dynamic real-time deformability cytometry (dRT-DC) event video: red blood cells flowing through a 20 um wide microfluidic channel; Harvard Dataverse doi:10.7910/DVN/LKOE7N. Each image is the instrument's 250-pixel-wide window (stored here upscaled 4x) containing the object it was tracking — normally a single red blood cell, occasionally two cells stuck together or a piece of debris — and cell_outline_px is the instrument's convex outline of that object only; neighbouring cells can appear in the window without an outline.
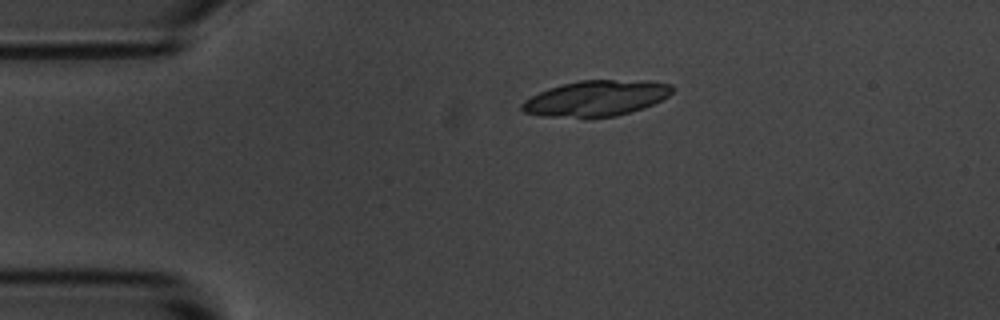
{"species": "common noctule bat (a hibernating species)", "species_latin": "Nyctalus noctula", "temperature_condition": "room temperature", "stored_images_in_passage": 3, "segment_of_instrument_passage": [1, 2], "camera_frame_rate_fps": 3000, "um_per_image_px": 0.085, "animal": {"sex": "male", "body_mass_g": 20.1, "forearm_length_mm": 53.5}, "frame": {"image": 1, "passage_image": 1, "time_ms": 0.0, "image_size_px": [1000, 320], "cell_outline_px": [[676, 88], [668, 96], [644, 108], [616, 116], [540, 116], [524, 112], [520, 108], [520, 104], [524, 100], [548, 88], [580, 80], [648, 80], [672, 84]], "centroid_in_image_um": [50.71, 8.33], "position_along_channel_um": 34.3, "area_um2": 31.04}}